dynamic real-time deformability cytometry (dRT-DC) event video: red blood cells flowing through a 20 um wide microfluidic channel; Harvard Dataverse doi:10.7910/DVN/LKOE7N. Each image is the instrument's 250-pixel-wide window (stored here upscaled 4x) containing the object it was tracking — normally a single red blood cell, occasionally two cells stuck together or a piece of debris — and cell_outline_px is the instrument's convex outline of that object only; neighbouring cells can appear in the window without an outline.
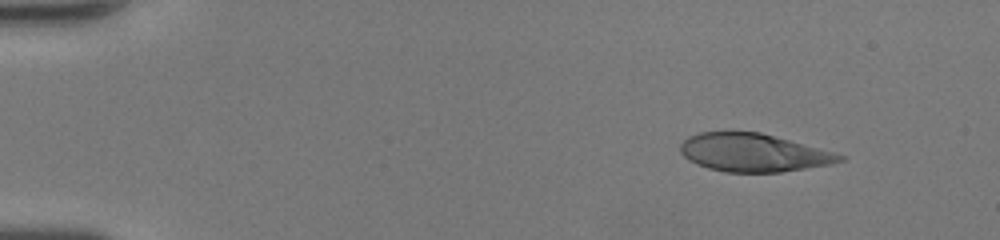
{"species": "human", "species_latin": "Homo sapiens", "temperature_condition": "room temperature", "stored_images_in_passage": 44, "camera_frame_rate_fps": 3000, "um_per_image_px": 0.085, "donor": {"sex": "female"}, "frame": {"image": 1, "passage_image": 1, "time_ms": 0.0, "image_size_px": [1000, 240], "cell_outline_px": [[848, 156], [844, 160], [832, 164], [780, 172], [724, 172], [708, 168], [696, 164], [688, 160], [680, 152], [680, 144], [688, 136], [700, 132], [760, 132]], "centroid_in_image_um": [64.02, 12.98], "position_along_channel_um": 21.0, "area_um2": 35.26}}
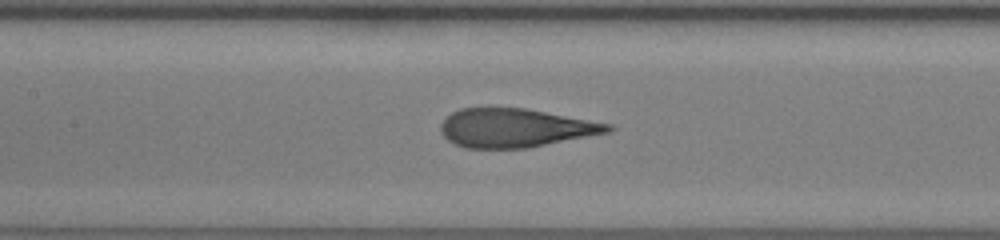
{"frame": {"image": 2, "passage_image": 19, "time_ms": 6.0, "image_size_px": [1000, 240], "cell_outline_px": [[616, 128], [608, 132], [528, 148], [464, 148], [448, 140], [440, 132], [440, 124], [452, 112], [460, 108], [524, 108], [612, 124]], "centroid_in_image_um": [43.78, 10.88], "position_along_channel_um": 163.6, "area_um2": 37.45}}
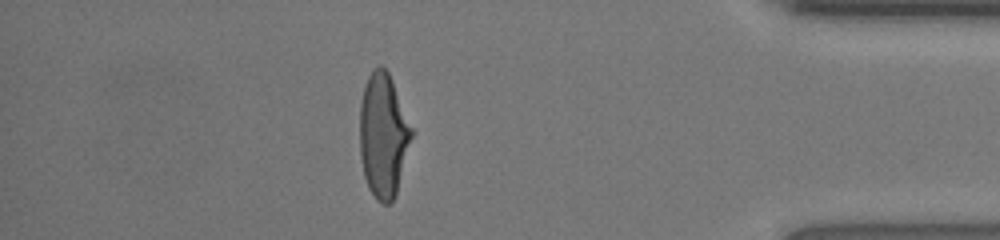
{"frame": {"image": 3, "passage_image": 38, "time_ms": 12.333, "image_size_px": [1000, 240], "cell_outline_px": [[412, 136], [396, 196], [388, 204], [380, 204], [376, 200], [368, 188], [364, 176], [360, 156], [360, 104], [364, 84], [372, 68], [376, 64], [380, 64], [388, 72], [392, 80], [412, 128]], "centroid_in_image_um": [32.56, 11.51], "position_along_channel_um": 402.6, "area_um2": 37.63}, "authors_computed_cell_mechanics": {"area_um2": 38.2636, "velocity_mm_per_s": 4.316, "shape_relaxation_time_tau1_ms": 6.3672, "shape_relaxation_time_tau2_ms": 0.7337, "deformation_change_tau1": 0.2904, "deformation_change_tau2": 0.0962}}